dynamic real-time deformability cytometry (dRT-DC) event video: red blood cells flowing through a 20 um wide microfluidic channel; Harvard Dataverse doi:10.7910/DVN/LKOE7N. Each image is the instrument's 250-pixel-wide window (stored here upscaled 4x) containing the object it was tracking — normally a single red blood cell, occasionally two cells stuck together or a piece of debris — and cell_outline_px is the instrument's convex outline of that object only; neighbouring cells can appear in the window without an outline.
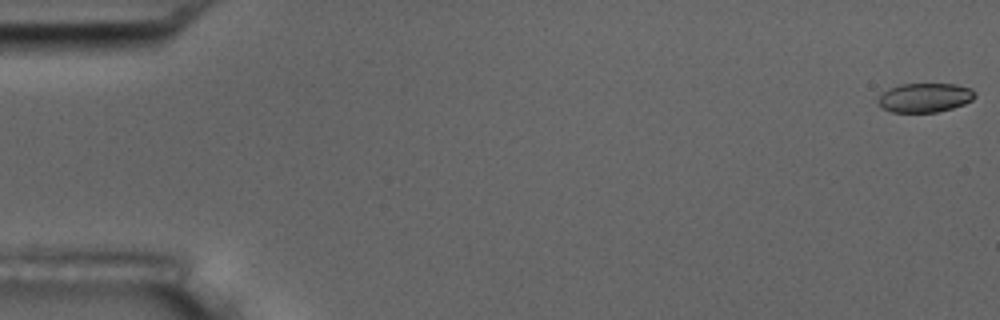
{"species": "common noctule bat (a hibernating species)", "species_latin": "Nyctalus noctula", "temperature_condition": "room temperature", "stored_images_in_passage": 12, "camera_frame_rate_fps": 3000, "um_per_image_px": 0.085, "animal": {"sex": "male", "body_mass_g": 17.5, "forearm_length_mm": 52.3}, "frame": {"image": 1, "passage_image": 1, "time_ms": 0.0, "image_size_px": [1000, 320], "cell_outline_px": [[976, 96], [972, 100], [964, 104], [952, 108], [936, 112], [892, 112], [884, 108], [876, 100], [884, 92], [900, 84], [956, 84], [972, 88], [976, 92]], "centroid_in_image_um": [78.67, 8.29], "position_along_channel_um": 6.3, "area_um2": 16.36}}
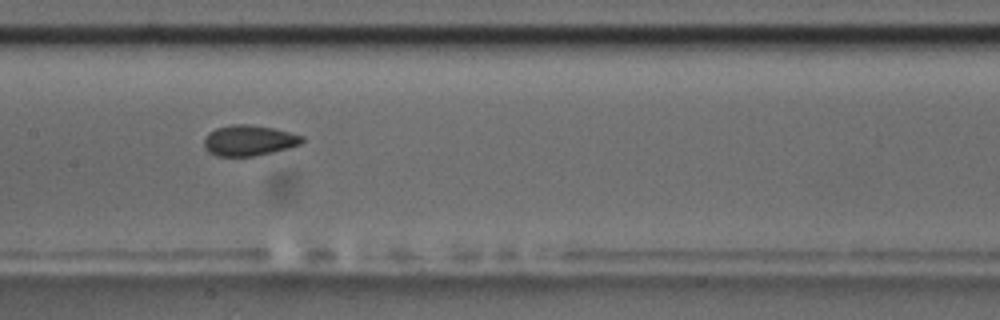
{"frame": {"image": 2, "passage_image": 8, "time_ms": 9.0, "image_size_px": [1000, 320], "cell_outline_px": [[304, 140], [300, 144], [288, 148], [256, 156], [216, 156], [208, 152], [204, 148], [204, 136], [208, 132], [216, 128], [232, 124], [248, 124], [272, 128], [304, 136]], "centroid_in_image_um": [21.12, 11.94], "position_along_channel_um": 186.3, "area_um2": 17.57}}
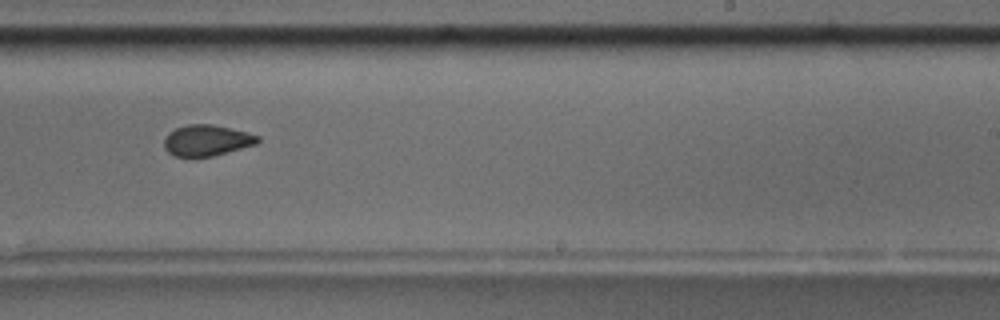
{"frame": {"image": 3, "passage_image": 10, "time_ms": 11.333, "image_size_px": [1000, 320], "cell_outline_px": [[260, 140], [256, 144], [228, 152], [212, 156], [172, 156], [164, 148], [164, 140], [168, 132], [176, 128], [188, 124], [212, 124], [248, 132], [260, 136]], "centroid_in_image_um": [17.57, 11.92], "position_along_channel_um": 271.4, "area_um2": 16.94}}